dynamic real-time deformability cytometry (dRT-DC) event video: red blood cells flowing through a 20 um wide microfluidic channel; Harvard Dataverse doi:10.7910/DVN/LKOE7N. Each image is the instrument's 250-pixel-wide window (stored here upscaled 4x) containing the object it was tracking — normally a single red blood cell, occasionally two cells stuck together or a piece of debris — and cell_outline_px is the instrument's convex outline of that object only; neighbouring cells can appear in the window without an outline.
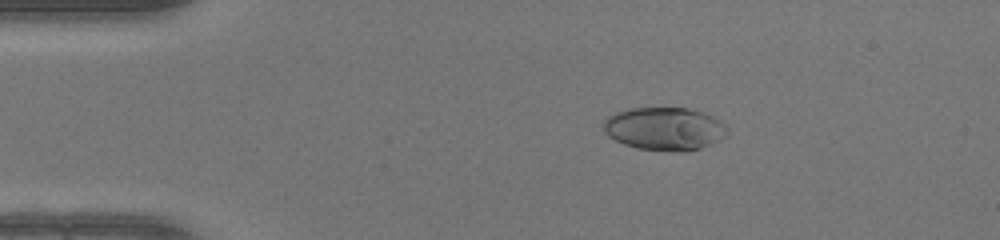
{"species": "human", "species_latin": "Homo sapiens", "temperature_condition": "warm", "stored_images_in_passage": 50, "camera_frame_rate_fps": 3000, "um_per_image_px": 0.085, "donor": {"sex": "female"}, "frame": {"image": 1, "passage_image": 9, "time_ms": 2.667, "image_size_px": [1000, 240], "cell_outline_px": [[728, 136], [712, 144], [700, 148], [684, 152], [676, 152], [636, 148], [624, 144], [608, 136], [604, 132], [604, 120], [608, 116], [616, 112], [628, 108], [688, 108], [704, 112], [720, 120], [728, 128]], "centroid_in_image_um": [56.52, 10.95], "position_along_channel_um": 28.5, "area_um2": 31.39}}
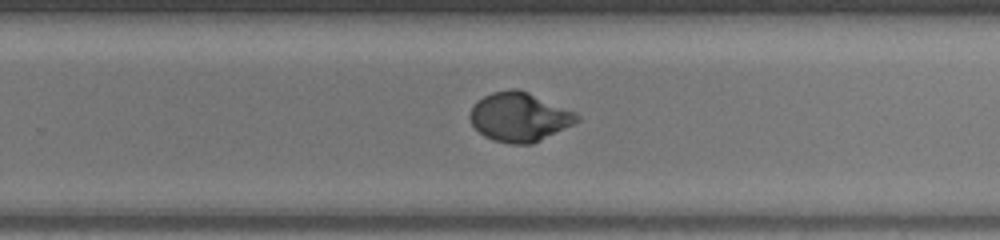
{"frame": {"image": 2, "passage_image": 32, "time_ms": 10.333, "image_size_px": [1000, 240], "cell_outline_px": [[580, 120], [532, 144], [508, 144], [492, 140], [484, 136], [472, 124], [468, 116], [476, 100], [492, 92], [512, 88], [516, 88], [528, 92], [576, 112], [580, 116]], "centroid_in_image_um": [44.12, 9.94], "position_along_channel_um": 285.7, "area_um2": 30.52}}
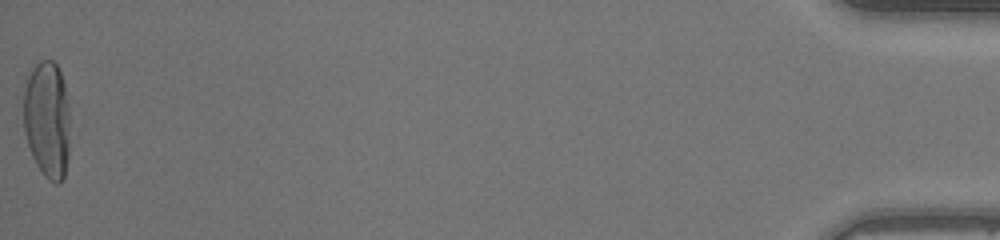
{"frame": {"image": 3, "passage_image": 50, "time_ms": 16.333, "image_size_px": [1000, 240], "cell_outline_px": [[68, 156], [64, 176], [56, 184], [48, 180], [44, 176], [36, 164], [32, 156], [28, 144], [24, 128], [24, 88], [28, 76], [32, 68], [40, 60], [52, 60], [56, 64], [60, 72], [64, 84], [68, 108]], "centroid_in_image_um": [3.99, 10.16], "position_along_channel_um": 431.2, "area_um2": 31.44}, "authors_computed_cell_mechanics": {"area_um2": 30.345, "velocity_mm_per_s": 4.1733, "shape_relaxation_time_tau1_ms": 3.588, "shape_relaxation_time_tau2_ms": null, "deformation_change_tau1": 0.233, "deformation_change_tau2": null}}